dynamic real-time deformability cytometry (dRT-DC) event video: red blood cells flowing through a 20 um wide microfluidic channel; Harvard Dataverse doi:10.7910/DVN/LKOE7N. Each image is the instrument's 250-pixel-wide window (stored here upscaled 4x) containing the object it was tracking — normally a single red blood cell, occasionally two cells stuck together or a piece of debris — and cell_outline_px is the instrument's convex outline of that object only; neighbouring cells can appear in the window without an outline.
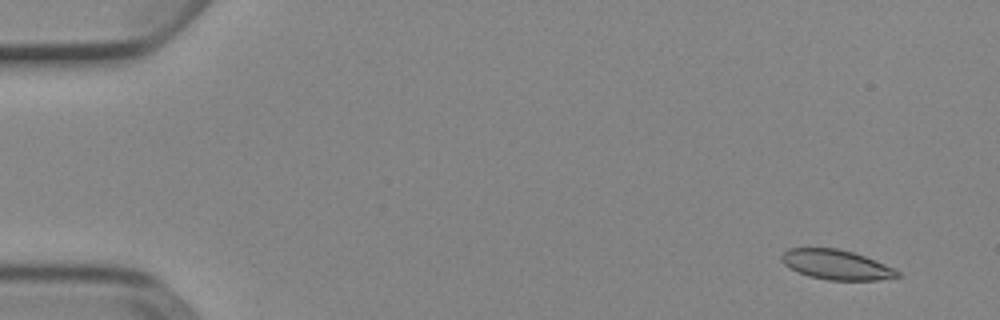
{"species": "Egyptian fruit bat (a non-hibernating species)", "species_latin": "Rousettus aegyptiacus", "temperature_condition": "cold", "stored_images_in_passage": 5, "camera_frame_rate_fps": 3000, "um_per_image_px": 0.085, "animal": {"sex": "female"}, "frame": {"image": 1, "passage_image": 1, "time_ms": 0.0, "image_size_px": [1000, 320], "cell_outline_px": [[900, 276], [880, 280], [828, 280], [808, 276], [784, 264], [780, 260], [780, 256], [788, 248], [836, 248], [852, 252], [864, 256], [884, 264], [900, 272]], "centroid_in_image_um": [71.07, 22.5], "position_along_channel_um": 13.9, "area_um2": 19.88}}
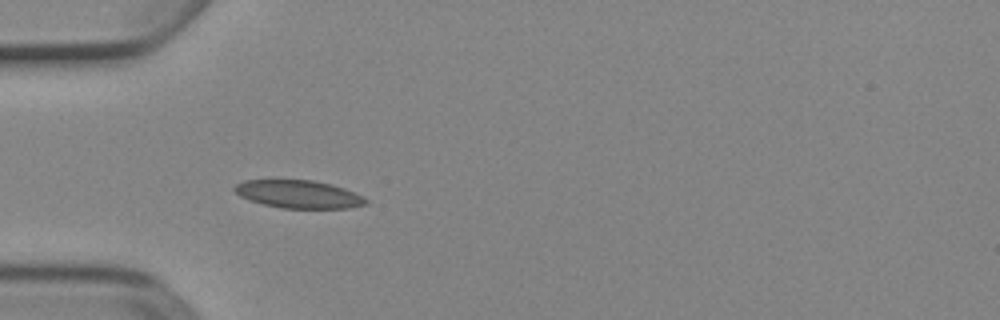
{"frame": {"image": 2, "passage_image": 4, "time_ms": 1.0, "image_size_px": [1000, 320], "cell_outline_px": [[368, 204], [352, 208], [280, 208], [248, 200], [240, 196], [232, 188], [236, 184], [244, 180], [312, 180], [332, 184], [344, 188], [368, 200]], "centroid_in_image_um": [25.37, 16.51], "position_along_channel_um": 59.6, "area_um2": 21.33}}
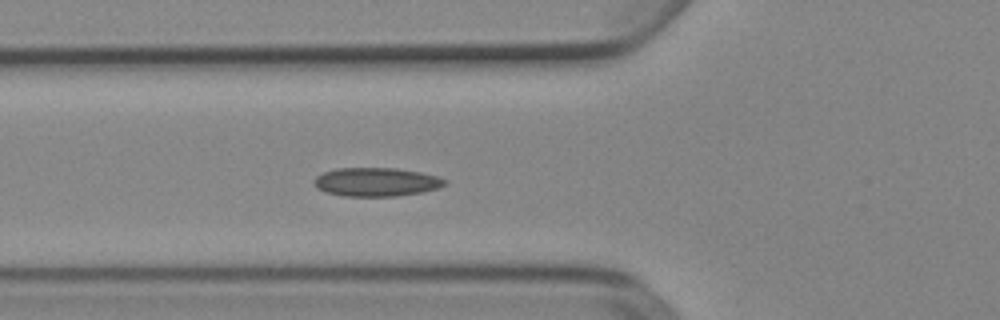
{"frame": {"image": 3, "passage_image": 5, "time_ms": 1.333, "image_size_px": [1000, 320], "cell_outline_px": [[448, 184], [436, 188], [420, 192], [396, 196], [344, 196], [324, 192], [316, 188], [312, 184], [312, 180], [316, 176], [324, 172], [336, 168], [396, 168], [420, 172], [436, 176], [448, 180]], "centroid_in_image_um": [31.93, 15.46], "position_along_channel_um": 93.9, "area_um2": 21.96}}